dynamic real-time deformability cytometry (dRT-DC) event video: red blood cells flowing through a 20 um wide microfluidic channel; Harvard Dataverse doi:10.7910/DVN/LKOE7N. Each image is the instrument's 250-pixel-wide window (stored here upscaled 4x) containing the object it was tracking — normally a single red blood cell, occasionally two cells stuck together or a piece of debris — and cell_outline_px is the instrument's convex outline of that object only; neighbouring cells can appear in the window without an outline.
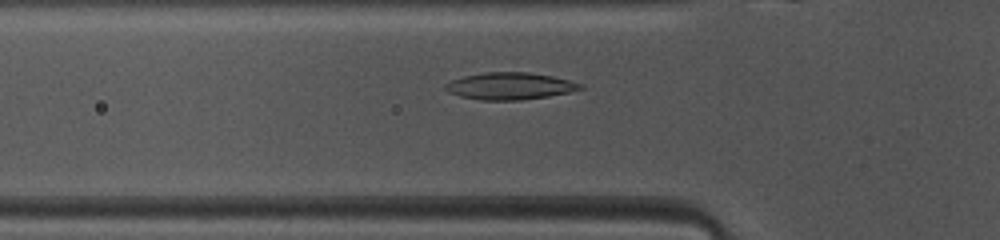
{"species": "common noctule bat (a hibernating species)", "species_latin": "Nyctalus noctula", "temperature_condition": "warm", "stored_images_in_passage": 47, "camera_frame_rate_fps": 3000, "um_per_image_px": 0.085, "animal": {"sex": "female", "body_mass_g": 10.0, "forearm_length_mm": 53.1}, "frame": {"image": 1, "passage_image": 14, "time_ms": 4.333, "image_size_px": [1000, 240], "cell_outline_px": [[584, 88], [568, 92], [548, 96], [520, 100], [480, 100], [460, 96], [448, 92], [444, 88], [444, 84], [452, 80], [464, 76], [484, 72], [528, 72], [552, 76], [584, 84]], "centroid_in_image_um": [43.32, 7.31], "position_along_channel_um": 82.5, "area_um2": 21.21}}
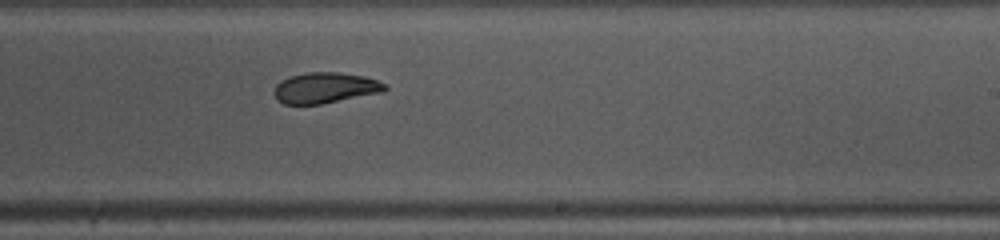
{"frame": {"image": 2, "passage_image": 27, "time_ms": 8.667, "image_size_px": [1000, 240], "cell_outline_px": [[388, 88], [384, 92], [320, 104], [284, 104], [276, 100], [276, 84], [280, 80], [288, 76], [304, 72], [336, 72], [364, 76], [376, 80], [384, 84]], "centroid_in_image_um": [27.63, 7.46], "position_along_channel_um": 261.4, "area_um2": 19.83}}
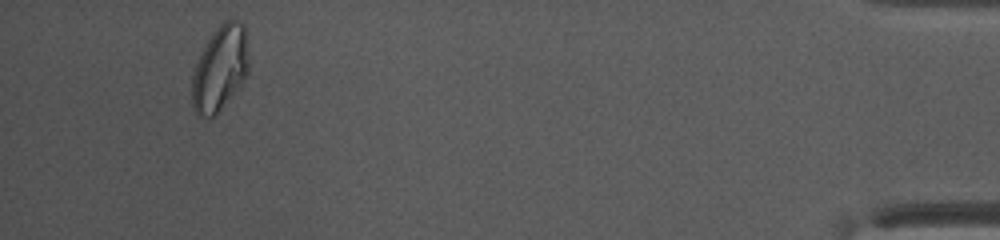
{"frame": {"image": 3, "passage_image": 44, "time_ms": 14.333, "image_size_px": [1000, 240], "cell_outline_px": [[248, 72], [244, 80], [220, 108], [212, 116], [204, 116], [196, 112], [192, 108], [192, 76], [196, 64], [212, 32], [224, 20], [236, 20], [244, 24], [248, 52]], "centroid_in_image_um": [18.71, 5.76], "position_along_channel_um": 416.5, "area_um2": 27.51}, "authors_computed_cell_mechanics": {"area_um2": 21.4438, "velocity_mm_per_s": 4.1159, "shape_relaxation_time_tau1_ms": 9.6722, "shape_relaxation_time_tau2_ms": 3.5589, "deformation_change_tau1": 0.2554, "deformation_change_tau2": 0.084}}